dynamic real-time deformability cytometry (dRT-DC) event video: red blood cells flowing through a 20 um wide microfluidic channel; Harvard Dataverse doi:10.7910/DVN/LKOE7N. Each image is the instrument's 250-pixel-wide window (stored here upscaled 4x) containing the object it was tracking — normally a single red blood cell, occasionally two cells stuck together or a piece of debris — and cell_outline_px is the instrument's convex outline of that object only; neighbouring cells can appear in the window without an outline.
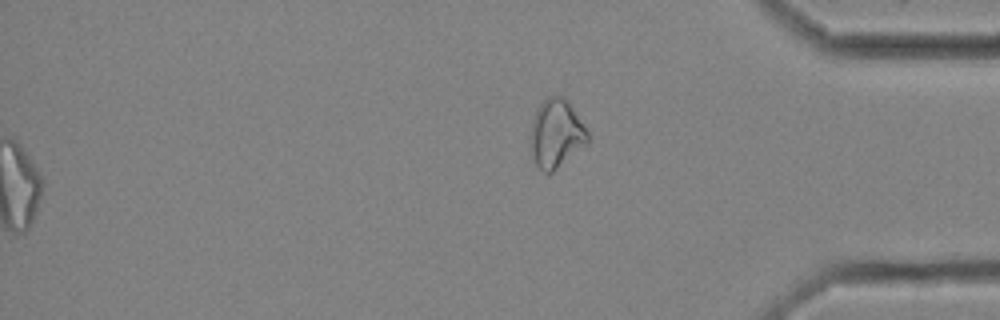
{"species": "common noctule bat (a hibernating species)", "species_latin": "Nyctalus noctula", "temperature_condition": "cold", "stored_images_in_passage": 42, "segment_of_instrument_passage": [2, 2], "camera_frame_rate_fps": 3000, "um_per_image_px": 0.085, "animal": {"sex": "female", "body_mass_g": 25.1}, "frame": {"image": 1, "passage_image": 42, "time_ms": 13.667, "image_size_px": [1000, 320], "cell_outline_px": [[588, 144], [552, 172], [544, 172], [536, 164], [532, 156], [528, 136], [532, 120], [540, 104], [548, 96], [564, 96], [568, 100], [588, 132]], "centroid_in_image_um": [47.26, 11.35], "position_along_channel_um": 387.9, "area_um2": 22.95}}